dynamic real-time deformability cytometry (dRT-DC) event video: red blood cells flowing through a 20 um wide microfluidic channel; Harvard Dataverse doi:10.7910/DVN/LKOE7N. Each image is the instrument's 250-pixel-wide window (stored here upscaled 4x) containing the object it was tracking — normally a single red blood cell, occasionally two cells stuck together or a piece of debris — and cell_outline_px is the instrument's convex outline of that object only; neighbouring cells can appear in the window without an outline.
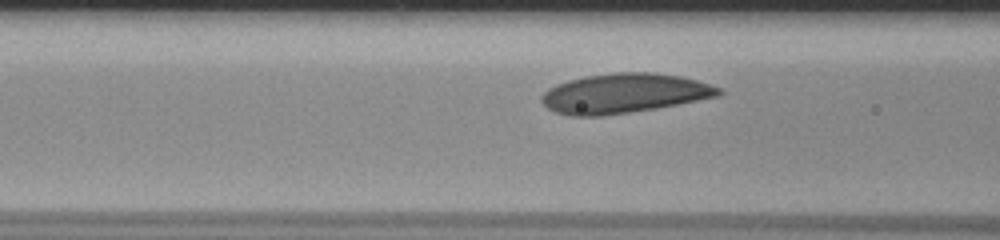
{"species": "human", "species_latin": "Homo sapiens", "temperature_condition": "room temperature", "stored_images_in_passage": 31, "camera_frame_rate_fps": 3000, "um_per_image_px": 0.085, "donor": {"sex": "male"}, "frame": {"image": 1, "passage_image": 8, "time_ms": 2.333, "image_size_px": [1000, 240], "cell_outline_px": [[724, 92], [720, 96], [656, 108], [604, 116], [572, 116], [556, 112], [548, 108], [540, 100], [540, 96], [548, 88], [556, 84], [568, 80], [584, 76], [616, 72], [652, 72], [680, 76], [696, 80], [720, 88]], "centroid_in_image_um": [53.03, 7.93], "position_along_channel_um": 113.6, "area_um2": 40.92}}
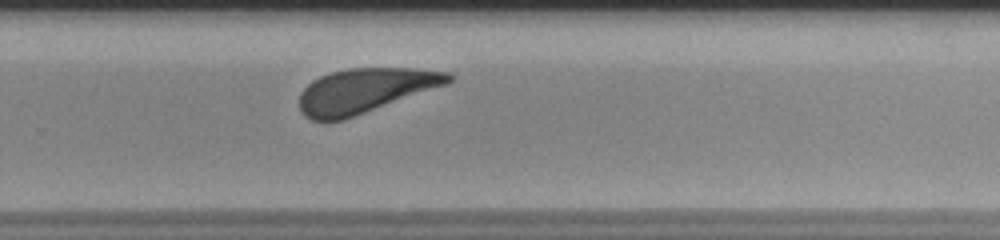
{"frame": {"image": 2, "passage_image": 23, "time_ms": 7.333, "image_size_px": [1000, 240], "cell_outline_px": [[452, 80], [448, 84], [340, 120], [312, 120], [304, 116], [300, 112], [300, 92], [312, 80], [320, 76], [332, 72], [348, 68], [416, 68], [448, 72], [452, 76]], "centroid_in_image_um": [31.01, 7.68], "position_along_channel_um": 298.8, "area_um2": 38.15}}
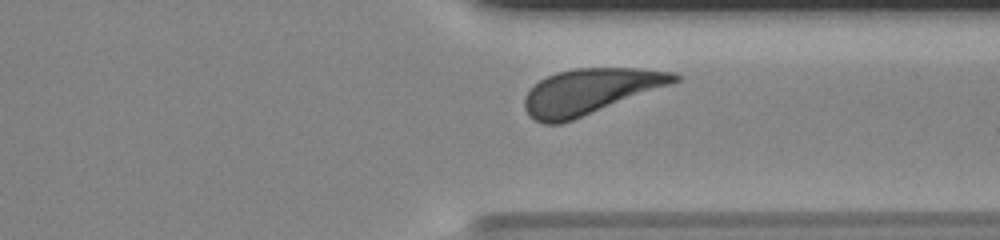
{"frame": {"image": 3, "passage_image": 28, "time_ms": 9.0, "image_size_px": [1000, 240], "cell_outline_px": [[680, 80], [572, 120], [560, 124], [544, 124], [528, 116], [524, 108], [524, 96], [540, 80], [556, 72], [576, 68], [636, 68], [676, 72], [680, 76]], "centroid_in_image_um": [50.11, 7.77], "position_along_channel_um": 361.3, "area_um2": 39.13}}